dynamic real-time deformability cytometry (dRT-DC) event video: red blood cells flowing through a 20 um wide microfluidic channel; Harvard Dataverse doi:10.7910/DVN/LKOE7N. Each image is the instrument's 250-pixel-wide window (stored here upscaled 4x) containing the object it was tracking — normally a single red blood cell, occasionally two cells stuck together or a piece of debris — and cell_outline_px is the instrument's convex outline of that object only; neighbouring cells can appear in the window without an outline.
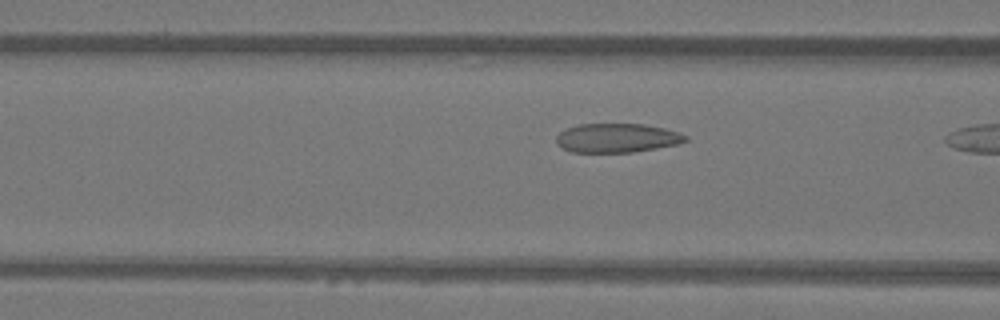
{"species": "Egyptian fruit bat (a non-hibernating species)", "species_latin": "Rousettus aegyptiacus", "temperature_condition": "warm", "stored_images_in_passage": 10, "camera_frame_rate_fps": 3000, "um_per_image_px": 0.085, "animal": {"sex": "female"}, "frame": {"image": 1, "passage_image": 9, "time_ms": 2.667, "image_size_px": [1000, 320], "cell_outline_px": [[688, 140], [676, 144], [656, 148], [632, 152], [572, 152], [556, 144], [556, 136], [560, 132], [576, 124], [644, 124], [664, 128], [680, 132], [688, 136]], "centroid_in_image_um": [52.45, 11.72], "position_along_channel_um": 114.2, "area_um2": 21.85}}